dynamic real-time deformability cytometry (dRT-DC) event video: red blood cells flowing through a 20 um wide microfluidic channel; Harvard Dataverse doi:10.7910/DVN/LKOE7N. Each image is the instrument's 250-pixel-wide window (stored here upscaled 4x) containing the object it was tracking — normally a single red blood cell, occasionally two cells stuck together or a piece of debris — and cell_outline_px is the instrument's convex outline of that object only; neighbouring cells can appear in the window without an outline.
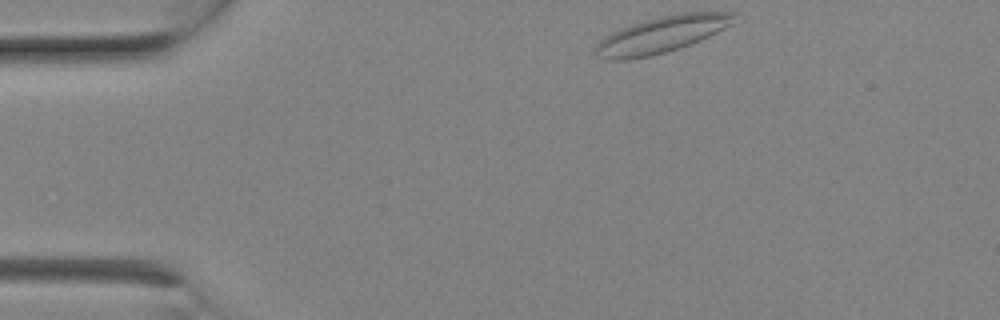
{"species": "Egyptian fruit bat (a non-hibernating species)", "species_latin": "Rousettus aegyptiacus", "temperature_condition": "room temperature", "stored_images_in_passage": 5, "camera_frame_rate_fps": 3000, "um_per_image_px": 0.085, "animal": {"sex": "female"}, "frame": {"image": 1, "passage_image": 1, "time_ms": 0.0, "image_size_px": [1000, 320], "cell_outline_px": [[740, 12], [732, 24], [700, 40], [664, 52], [648, 56], [628, 60], [608, 60], [596, 56], [596, 44], [600, 40], [612, 32], [620, 28], [632, 24], [680, 12]], "centroid_in_image_um": [56.25, 2.93], "position_along_channel_um": 28.8, "area_um2": 28.96}}